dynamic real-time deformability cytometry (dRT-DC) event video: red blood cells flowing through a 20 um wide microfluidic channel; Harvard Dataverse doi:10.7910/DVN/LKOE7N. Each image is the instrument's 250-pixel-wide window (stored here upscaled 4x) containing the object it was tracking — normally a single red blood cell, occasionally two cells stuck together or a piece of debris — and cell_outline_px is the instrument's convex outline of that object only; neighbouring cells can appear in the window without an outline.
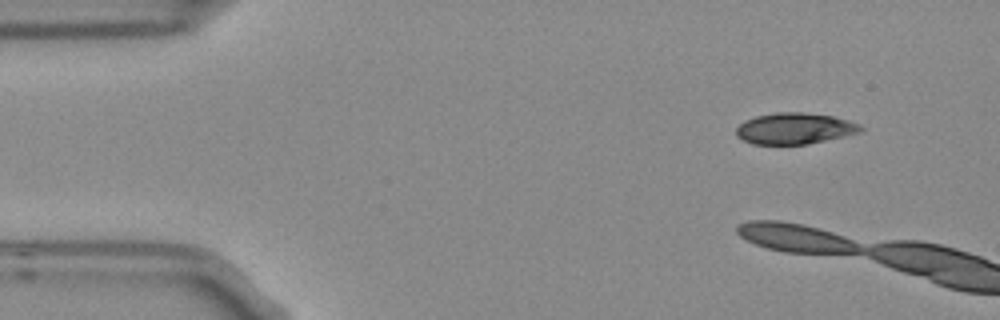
{"species": "Egyptian fruit bat (a non-hibernating species)", "species_latin": "Rousettus aegyptiacus", "temperature_condition": "room temperature", "stored_images_in_passage": 2, "camera_frame_rate_fps": 3000, "um_per_image_px": 0.085, "frame": {"image": 1, "passage_image": 1, "time_ms": 0.0, "image_size_px": [1000, 320], "cell_outline_px": [[864, 132], [808, 144], [752, 144], [736, 136], [736, 128], [744, 120], [756, 116], [776, 112], [804, 112], [832, 116], [848, 120], [860, 124], [864, 128]], "centroid_in_image_um": [67.58, 10.92], "position_along_channel_um": 17.4, "area_um2": 22.83}}